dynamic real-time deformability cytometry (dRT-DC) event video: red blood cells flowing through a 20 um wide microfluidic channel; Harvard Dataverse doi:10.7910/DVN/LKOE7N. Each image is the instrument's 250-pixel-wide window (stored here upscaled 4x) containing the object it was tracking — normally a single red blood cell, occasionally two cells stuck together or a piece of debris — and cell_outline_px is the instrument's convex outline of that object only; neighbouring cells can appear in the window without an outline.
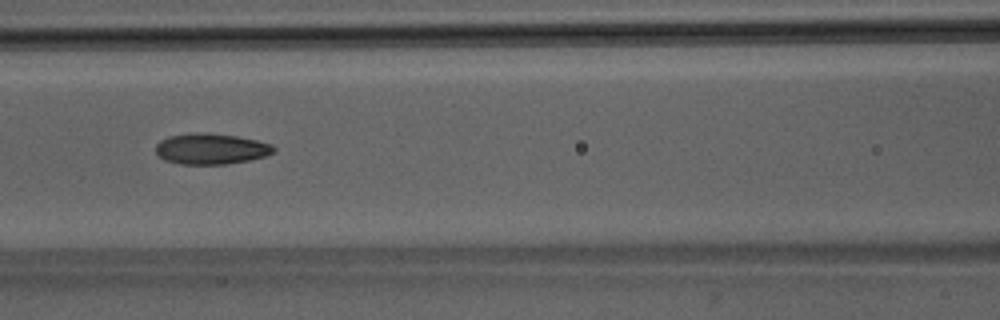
{"species": "Egyptian fruit bat (a non-hibernating species)", "species_latin": "Rousettus aegyptiacus", "temperature_condition": "room temperature", "stored_images_in_passage": 50, "camera_frame_rate_fps": 3000, "um_per_image_px": 0.085, "animal": {"sex": "male"}, "frame": {"image": 1, "passage_image": 22, "time_ms": 7.0, "image_size_px": [1000, 320], "cell_outline_px": [[276, 152], [264, 156], [248, 160], [224, 164], [180, 164], [164, 160], [156, 152], [156, 144], [160, 140], [168, 136], [192, 132], [208, 132], [236, 136], [256, 140], [272, 144], [276, 148]], "centroid_in_image_um": [17.93, 12.63], "position_along_channel_um": 148.7, "area_um2": 21.33}}
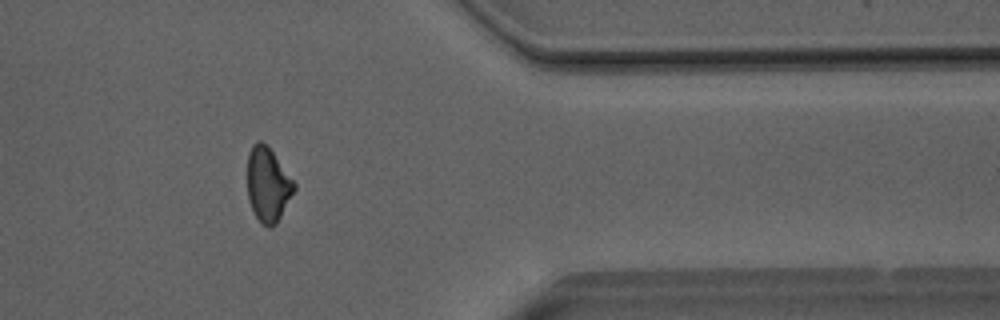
{"frame": {"image": 2, "passage_image": 41, "time_ms": 13.333, "image_size_px": [1000, 320], "cell_outline_px": [[296, 188], [276, 224], [268, 228], [260, 224], [248, 200], [248, 152], [252, 144], [256, 140], [260, 140], [268, 144], [296, 184]], "centroid_in_image_um": [22.76, 15.66], "position_along_channel_um": 388.6, "area_um2": 20.46}}
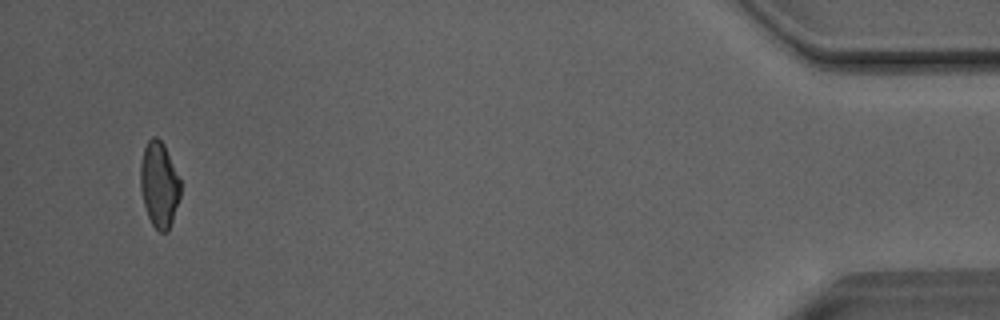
{"frame": {"image": 3, "passage_image": 48, "time_ms": 15.667, "image_size_px": [1000, 320], "cell_outline_px": [[180, 196], [168, 232], [160, 232], [152, 224], [148, 216], [144, 204], [140, 188], [140, 164], [144, 148], [148, 140], [152, 136], [156, 136], [164, 144], [180, 180]], "centroid_in_image_um": [13.52, 15.68], "position_along_channel_um": 421.7, "area_um2": 19.83}, "authors_computed_cell_mechanics": {"area_um2": 20.808, "velocity_mm_per_s": 4.068, "shape_relaxation_time_tau1_ms": 5.4258, "shape_relaxation_time_tau2_ms": 2.4356, "deformation_change_tau1": 0.1458, "deformation_change_tau2": 0.0977}}